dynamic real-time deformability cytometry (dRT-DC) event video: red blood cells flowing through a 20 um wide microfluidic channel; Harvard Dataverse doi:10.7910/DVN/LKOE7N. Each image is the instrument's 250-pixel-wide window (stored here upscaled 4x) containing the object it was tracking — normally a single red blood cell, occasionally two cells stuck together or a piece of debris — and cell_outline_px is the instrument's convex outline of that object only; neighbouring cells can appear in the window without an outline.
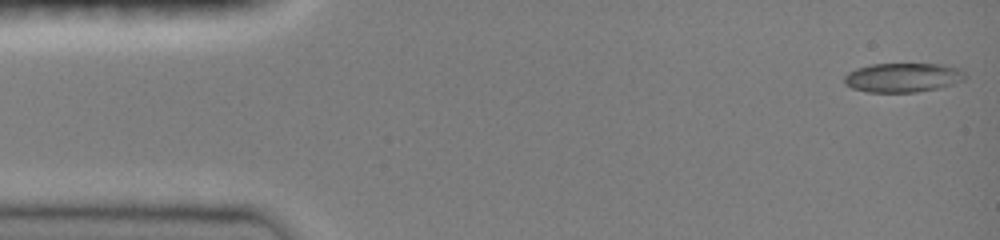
{"species": "common noctule bat (a hibernating species)", "species_latin": "Nyctalus noctula", "temperature_condition": "room temperature", "stored_images_in_passage": 46, "camera_frame_rate_fps": 3000, "um_per_image_px": 0.085, "animal": {"sex": "female", "body_mass_g": 19.0, "forearm_length_mm": 51.5}, "frame": {"image": 1, "passage_image": 1, "time_ms": 0.0, "image_size_px": [1000, 240], "cell_outline_px": [[968, 76], [964, 80], [940, 88], [916, 92], [868, 92], [852, 88], [844, 84], [844, 76], [848, 72], [856, 68], [872, 64], [944, 64], [960, 68]], "centroid_in_image_um": [76.76, 6.59], "position_along_channel_um": 8.2, "area_um2": 20.81}}
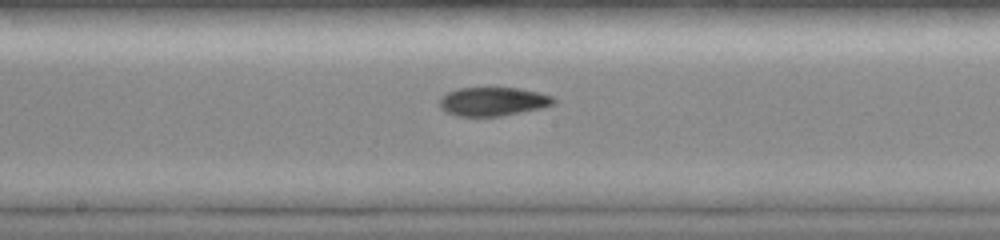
{"frame": {"image": 2, "passage_image": 24, "time_ms": 7.667, "image_size_px": [1000, 240], "cell_outline_px": [[556, 100], [552, 104], [544, 108], [500, 116], [456, 116], [440, 108], [440, 96], [456, 88], [520, 88], [540, 92], [552, 96]], "centroid_in_image_um": [41.91, 8.62], "position_along_channel_um": 206.3, "area_um2": 19.19}}
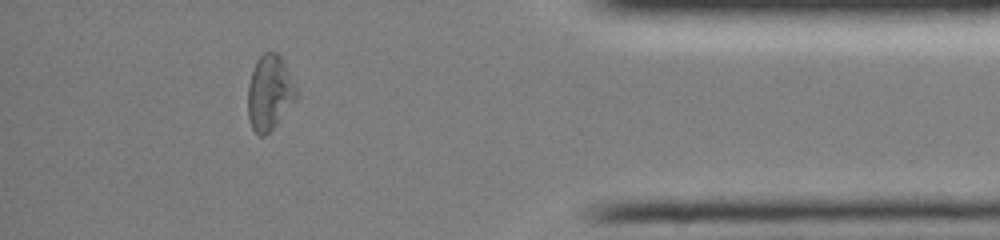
{"frame": {"image": 3, "passage_image": 41, "time_ms": 13.333, "image_size_px": [1000, 240], "cell_outline_px": [[296, 96], [276, 124], [264, 136], [260, 136], [252, 128], [248, 116], [248, 84], [252, 68], [256, 60], [264, 52], [276, 52], [280, 56], [296, 88]], "centroid_in_image_um": [22.86, 7.85], "position_along_channel_um": 412.3, "area_um2": 20.58}, "authors_computed_cell_mechanics": {"area_um2": 19.8254, "velocity_mm_per_s": 4.0759, "shape_relaxation_time_tau1_ms": null, "shape_relaxation_time_tau2_ms": 6.3485, "deformation_change_tau1": null, "deformation_change_tau2": 0.1165}}